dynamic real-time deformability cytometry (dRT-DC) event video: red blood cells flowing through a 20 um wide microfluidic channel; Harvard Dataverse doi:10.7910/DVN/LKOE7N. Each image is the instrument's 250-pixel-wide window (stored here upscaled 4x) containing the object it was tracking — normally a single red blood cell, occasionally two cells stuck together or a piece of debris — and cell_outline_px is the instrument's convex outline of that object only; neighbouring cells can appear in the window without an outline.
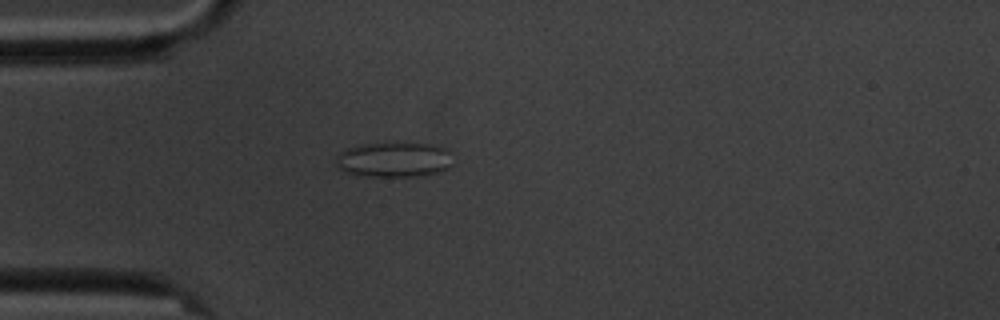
{"species": "common noctule bat (a hibernating species)", "species_latin": "Nyctalus noctula", "temperature_condition": "cold", "stored_images_in_passage": 1, "camera_frame_rate_fps": 3000, "um_per_image_px": 0.085, "animal": {"sex": "male", "body_mass_g": 20.1, "forearm_length_mm": 53.5}, "frame": {"image": 1, "passage_image": 1, "time_ms": 0.0, "image_size_px": [1000, 320], "cell_outline_px": [[456, 164], [440, 172], [416, 176], [356, 176], [344, 172], [336, 164], [336, 156], [344, 148], [364, 144], [432, 144], [444, 148], [448, 152]], "centroid_in_image_um": [33.48, 13.59], "position_along_channel_um": 51.5, "area_um2": 23.93}}